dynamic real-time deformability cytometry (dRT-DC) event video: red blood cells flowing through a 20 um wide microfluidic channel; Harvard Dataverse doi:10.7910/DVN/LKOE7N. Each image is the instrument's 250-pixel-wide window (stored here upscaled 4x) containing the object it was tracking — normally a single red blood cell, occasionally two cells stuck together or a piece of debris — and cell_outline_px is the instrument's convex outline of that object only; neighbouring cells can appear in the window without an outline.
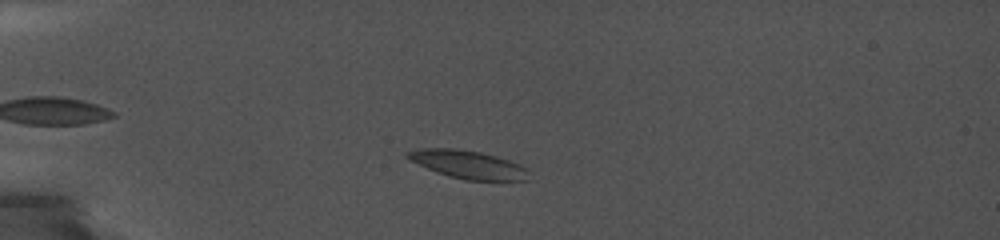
{"species": "common noctule bat (a hibernating species)", "species_latin": "Nyctalus noctula", "temperature_condition": "cold", "stored_images_in_passage": 45, "camera_frame_rate_fps": 5000, "um_per_image_px": 0.085, "animal": {"sex": "female", "body_mass_g": 19.0, "forearm_length_mm": 56.7}, "frame": {"image": 1, "passage_image": 11, "time_ms": 2.4, "image_size_px": [1000, 240], "cell_outline_px": [[528, 180], [464, 180], [448, 176], [436, 172], [408, 160], [404, 156], [404, 152], [424, 148], [452, 148], [480, 152], [496, 156], [520, 164], [524, 168]], "centroid_in_image_um": [39.69, 13.97], "position_along_channel_um": 45.3, "area_um2": 19.71}}
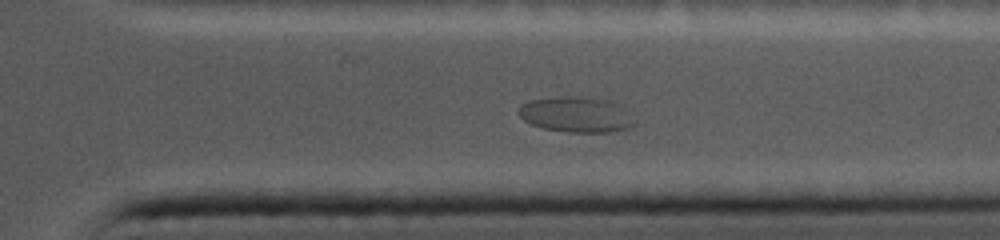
{"frame": {"image": 2, "passage_image": 37, "time_ms": 12.6, "image_size_px": [1000, 240], "cell_outline_px": [[636, 124], [628, 128], [608, 132], [568, 132], [544, 128], [532, 124], [524, 120], [516, 112], [520, 104], [528, 100], [600, 100], [616, 104], [636, 120]], "centroid_in_image_um": [48.95, 9.82], "position_along_channel_um": 362.5, "area_um2": 22.43}}
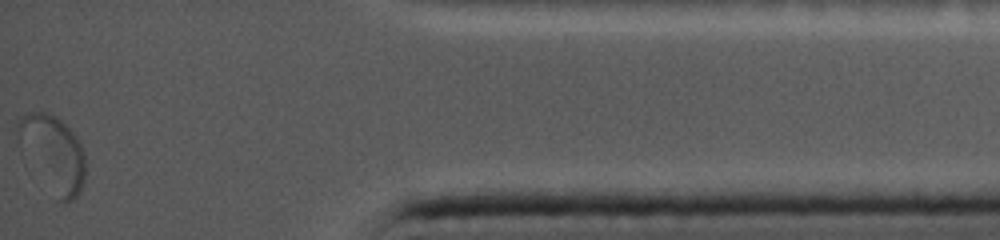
{"frame": {"image": 3, "passage_image": 45, "time_ms": 15.4, "image_size_px": [1000, 240], "cell_outline_px": [[84, 180], [80, 192], [68, 204], [64, 204], [60, 200], [20, 132], [20, 120], [24, 116], [32, 112], [48, 112], [56, 116], [76, 136], [84, 152]], "centroid_in_image_um": [4.72, 12.99], "position_along_channel_um": 430.5, "area_um2": 26.18}}